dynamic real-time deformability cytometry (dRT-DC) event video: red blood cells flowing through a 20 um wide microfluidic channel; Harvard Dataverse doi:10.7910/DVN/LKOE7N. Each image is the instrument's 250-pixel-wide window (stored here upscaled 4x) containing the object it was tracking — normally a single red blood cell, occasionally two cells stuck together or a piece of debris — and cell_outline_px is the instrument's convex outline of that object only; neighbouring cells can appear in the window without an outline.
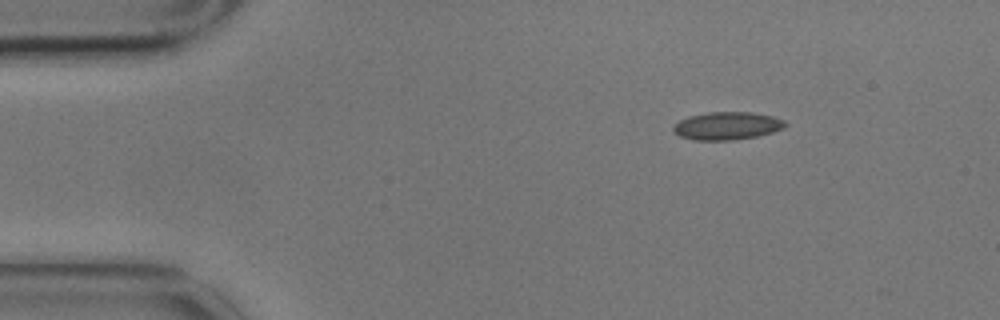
{"species": "common noctule bat (a hibernating species)", "species_latin": "Nyctalus noctula", "temperature_condition": "cold", "stored_images_in_passage": 2, "camera_frame_rate_fps": 3000, "um_per_image_px": 0.085, "animal": {"sex": "male", "body_mass_g": 17.9}, "frame": {"image": 1, "passage_image": 2, "time_ms": 0.333, "image_size_px": [1000, 320], "cell_outline_px": [[788, 124], [784, 128], [772, 132], [756, 136], [732, 140], [696, 140], [680, 136], [672, 128], [680, 120], [688, 116], [708, 112], [752, 112], [772, 116], [784, 120]], "centroid_in_image_um": [61.83, 10.69], "position_along_channel_um": 23.2, "area_um2": 18.03}}